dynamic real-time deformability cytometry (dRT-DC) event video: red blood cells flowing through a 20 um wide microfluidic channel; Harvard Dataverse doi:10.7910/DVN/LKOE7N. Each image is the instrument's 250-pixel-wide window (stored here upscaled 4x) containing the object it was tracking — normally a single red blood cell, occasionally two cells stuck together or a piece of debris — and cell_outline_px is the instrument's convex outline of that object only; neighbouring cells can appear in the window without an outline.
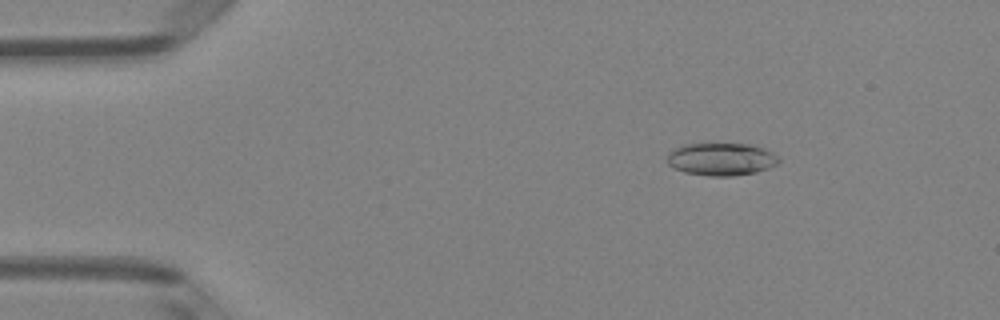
{"species": "Egyptian fruit bat (a non-hibernating species)", "species_latin": "Rousettus aegyptiacus", "temperature_condition": "room temperature", "stored_images_in_passage": 50, "camera_frame_rate_fps": 3000, "um_per_image_px": 0.085, "animal": {"sex": "female"}, "frame": {"image": 1, "passage_image": 8, "time_ms": 2.333, "image_size_px": [1000, 320], "cell_outline_px": [[780, 164], [756, 172], [732, 176], [708, 176], [684, 172], [672, 168], [668, 164], [668, 152], [684, 144], [748, 144], [764, 148], [780, 156]], "centroid_in_image_um": [61.34, 13.54], "position_along_channel_um": 23.7, "area_um2": 21.39}}
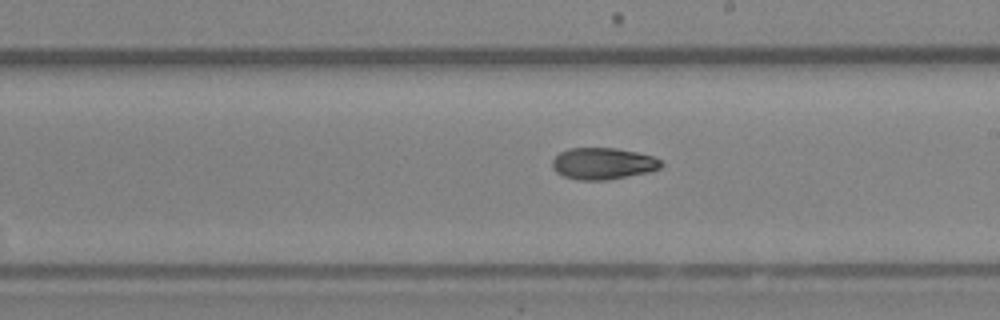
{"frame": {"image": 2, "passage_image": 29, "time_ms": 9.333, "image_size_px": [1000, 320], "cell_outline_px": [[664, 164], [660, 168], [648, 172], [608, 180], [580, 180], [564, 176], [556, 172], [552, 168], [552, 160], [560, 152], [568, 148], [616, 148], [636, 152], [652, 156], [660, 160]], "centroid_in_image_um": [51.24, 13.9], "position_along_channel_um": 237.8, "area_um2": 20.06}}
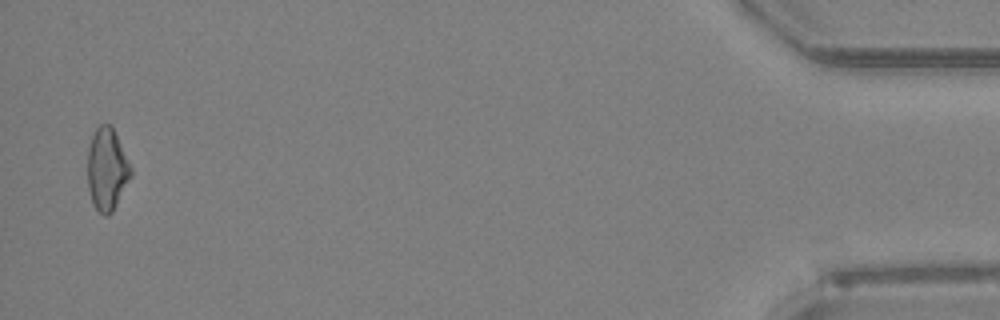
{"frame": {"image": 3, "passage_image": 49, "time_ms": 16.0, "image_size_px": [1000, 320], "cell_outline_px": [[132, 176], [112, 212], [108, 216], [104, 216], [92, 204], [88, 188], [88, 148], [92, 136], [96, 128], [100, 124], [112, 124], [132, 168]], "centroid_in_image_um": [9.1, 14.38], "position_along_channel_um": 426.1, "area_um2": 20.92}}